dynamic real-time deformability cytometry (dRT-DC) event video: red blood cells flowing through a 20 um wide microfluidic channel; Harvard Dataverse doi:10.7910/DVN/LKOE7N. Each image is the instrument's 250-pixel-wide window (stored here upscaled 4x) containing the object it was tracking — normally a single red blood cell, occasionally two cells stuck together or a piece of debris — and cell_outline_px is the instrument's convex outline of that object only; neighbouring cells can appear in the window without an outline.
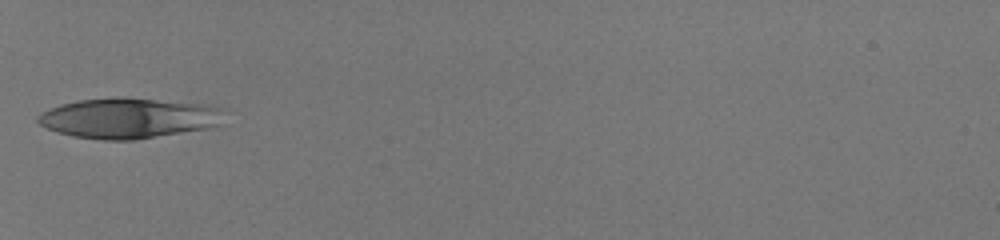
{"species": "human", "species_latin": "Homo sapiens", "temperature_condition": "room temperature", "stored_images_in_passage": 31, "camera_frame_rate_fps": 3000, "um_per_image_px": 0.085, "donor": {"sex": "male"}, "frame": {"image": 1, "passage_image": 1, "time_ms": 0.0, "image_size_px": [1000, 240], "cell_outline_px": [[228, 108], [224, 124], [212, 128], [136, 140], [104, 140], [72, 136], [56, 132], [40, 124], [36, 120], [36, 116], [40, 112], [48, 108], [60, 104], [76, 100], [156, 100], [212, 104]], "centroid_in_image_um": [11.07, 10.07], "position_along_channel_um": 73.9, "area_um2": 43.99}}
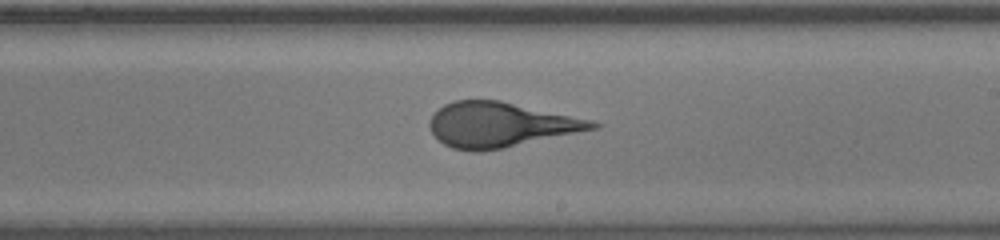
{"frame": {"image": 2, "passage_image": 14, "time_ms": 4.333, "image_size_px": [1000, 240], "cell_outline_px": [[604, 124], [596, 128], [504, 148], [480, 152], [472, 152], [452, 148], [444, 144], [432, 132], [428, 124], [432, 116], [444, 104], [452, 100], [500, 100], [592, 120]], "centroid_in_image_um": [42.51, 10.6], "position_along_channel_um": 246.5, "area_um2": 42.31}}
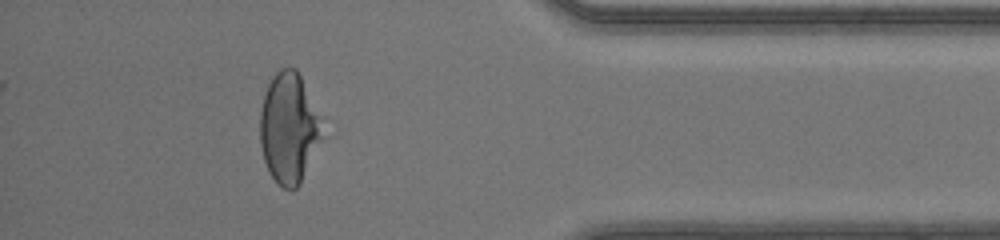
{"frame": {"image": 3, "passage_image": 27, "time_ms": 8.667, "image_size_px": [1000, 240], "cell_outline_px": [[324, 136], [300, 184], [292, 192], [276, 184], [268, 172], [264, 160], [260, 144], [260, 112], [264, 96], [268, 84], [272, 76], [280, 68], [296, 68], [324, 116]], "centroid_in_image_um": [24.61, 10.9], "position_along_channel_um": 410.6, "area_um2": 41.27}, "authors_computed_cell_mechanics": {"area_um2": 42.4252, "velocity_mm_per_s": 4.2015, "shape_relaxation_time_tau1_ms": 4.816, "shape_relaxation_time_tau2_ms": null, "deformation_change_tau1": 0.194, "deformation_change_tau2": null}}